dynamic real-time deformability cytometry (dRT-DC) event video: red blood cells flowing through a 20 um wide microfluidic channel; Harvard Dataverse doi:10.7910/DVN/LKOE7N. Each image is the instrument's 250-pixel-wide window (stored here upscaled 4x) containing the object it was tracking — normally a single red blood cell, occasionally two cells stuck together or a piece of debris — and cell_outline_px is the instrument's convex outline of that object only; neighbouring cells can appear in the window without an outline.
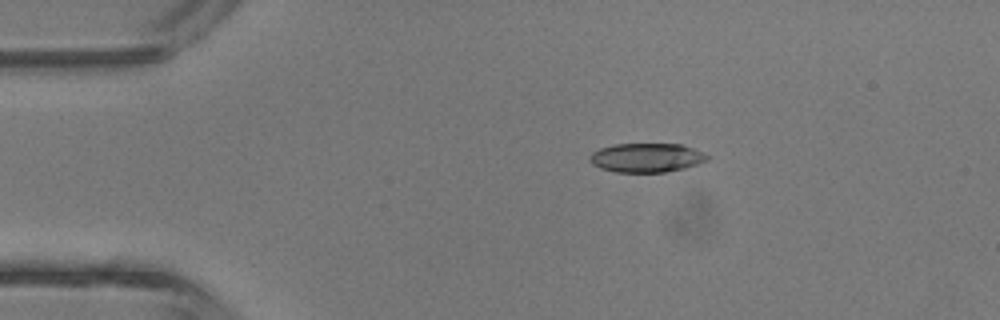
{"species": "common noctule bat (a hibernating species)", "species_latin": "Nyctalus noctula", "temperature_condition": "room temperature", "stored_images_in_passage": 2, "camera_frame_rate_fps": 3000, "um_per_image_px": 0.085, "animal": {"sex": "male", "body_mass_g": 13.3}, "frame": {"image": 1, "passage_image": 1, "time_ms": 0.0, "image_size_px": [1000, 320], "cell_outline_px": [[708, 160], [684, 168], [664, 172], [616, 172], [600, 168], [592, 164], [588, 160], [588, 156], [592, 152], [600, 148], [612, 144], [680, 144], [692, 148], [708, 156]], "centroid_in_image_um": [54.88, 13.4], "position_along_channel_um": 30.1, "area_um2": 19.83}}